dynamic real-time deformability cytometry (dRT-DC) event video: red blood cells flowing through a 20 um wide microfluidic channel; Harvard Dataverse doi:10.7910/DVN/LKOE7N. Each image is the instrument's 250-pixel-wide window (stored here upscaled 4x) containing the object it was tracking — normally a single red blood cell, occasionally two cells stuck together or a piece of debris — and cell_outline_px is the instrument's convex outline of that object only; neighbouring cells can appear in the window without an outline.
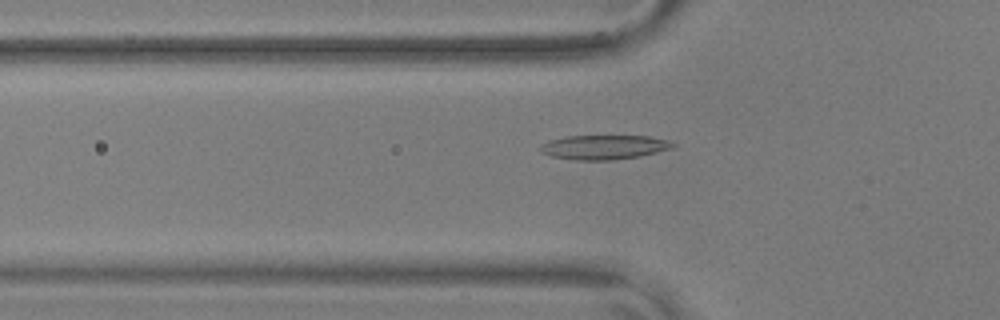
{"species": "common noctule bat (a hibernating species)", "species_latin": "Nyctalus noctula", "temperature_condition": "warm", "stored_images_in_passage": 35, "camera_frame_rate_fps": 3000, "um_per_image_px": 0.085, "animal": {"sex": "male", "body_mass_g": 17.9, "forearm_length_mm": 54.2}, "frame": {"image": 1, "passage_image": 19, "time_ms": 6.0, "image_size_px": [1000, 320], "cell_outline_px": [[676, 144], [672, 148], [640, 156], [612, 160], [580, 160], [552, 156], [540, 152], [540, 144], [548, 140], [564, 136], [648, 136], [668, 140]], "centroid_in_image_um": [51.31, 12.5], "position_along_channel_um": 74.5, "area_um2": 18.79}}
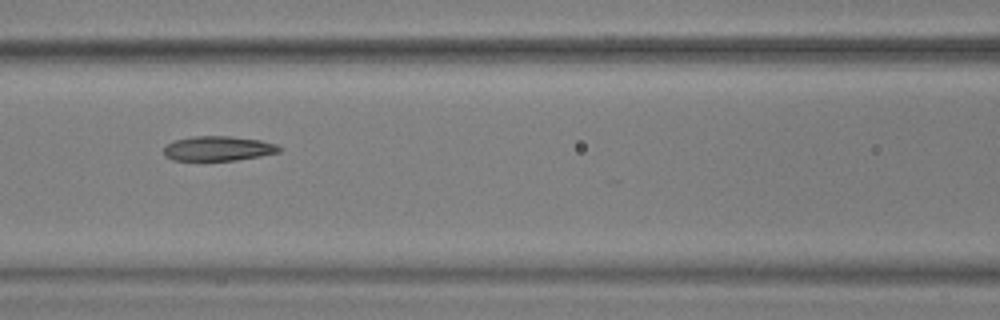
{"frame": {"image": 2, "passage_image": 25, "time_ms": 8.0, "image_size_px": [1000, 320], "cell_outline_px": [[284, 148], [280, 152], [260, 156], [236, 160], [172, 160], [164, 156], [164, 148], [168, 144], [176, 140], [192, 136], [232, 136], [260, 140], [276, 144]], "centroid_in_image_um": [18.58, 12.62], "position_along_channel_um": 148.0, "area_um2": 16.65}}
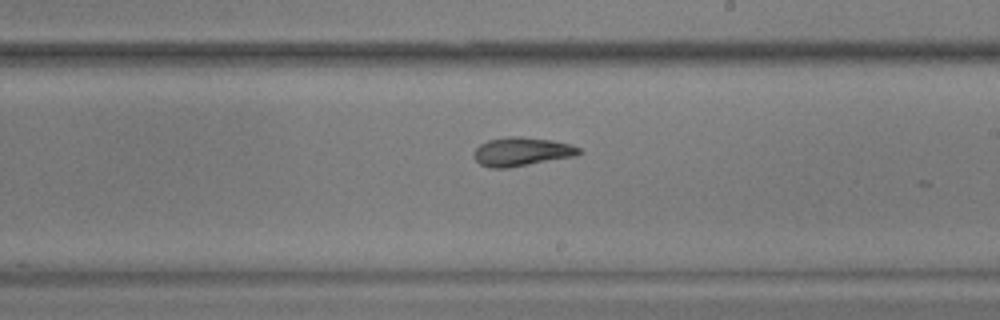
{"frame": {"image": 3, "passage_image": 33, "time_ms": 10.667, "image_size_px": [1000, 320], "cell_outline_px": [[584, 152], [576, 156], [508, 168], [492, 168], [480, 164], [476, 160], [476, 148], [480, 144], [488, 140], [508, 136], [520, 136], [552, 140], [572, 144], [580, 148]], "centroid_in_image_um": [44.41, 12.88], "position_along_channel_um": 244.6, "area_um2": 17.63}}